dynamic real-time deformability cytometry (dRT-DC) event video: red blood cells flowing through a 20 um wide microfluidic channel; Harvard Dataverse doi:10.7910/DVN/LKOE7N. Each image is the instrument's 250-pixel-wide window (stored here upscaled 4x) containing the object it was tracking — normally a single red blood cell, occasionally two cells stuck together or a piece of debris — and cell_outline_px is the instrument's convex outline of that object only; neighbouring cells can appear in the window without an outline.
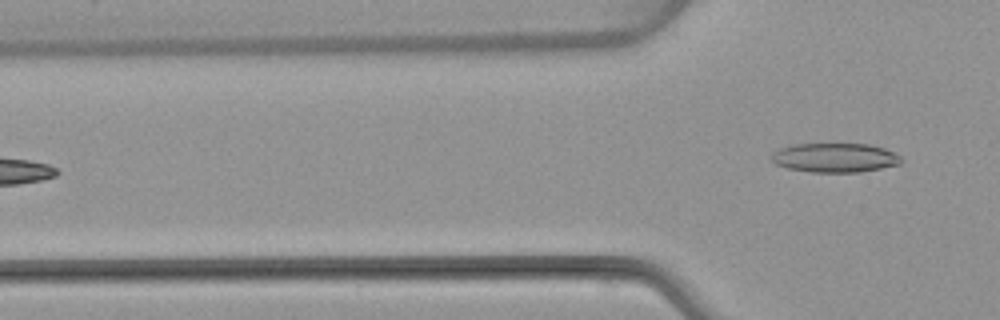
{"species": "common noctule bat (a hibernating species)", "species_latin": "Nyctalus noctula", "temperature_condition": "warm", "stored_images_in_passage": 4, "camera_frame_rate_fps": 3000, "um_per_image_px": 0.085, "animal": {"sex": "female", "body_mass_g": 22.7, "forearm_length_mm": 54.2}, "frame": {"image": 1, "passage_image": 4, "time_ms": 4.667, "image_size_px": [1000, 320], "cell_outline_px": [[904, 160], [900, 164], [860, 172], [812, 172], [788, 168], [776, 164], [768, 156], [772, 152], [780, 148], [796, 144], [868, 144], [884, 148], [900, 156]], "centroid_in_image_um": [70.95, 13.4], "position_along_channel_um": 54.8, "area_um2": 22.08}}